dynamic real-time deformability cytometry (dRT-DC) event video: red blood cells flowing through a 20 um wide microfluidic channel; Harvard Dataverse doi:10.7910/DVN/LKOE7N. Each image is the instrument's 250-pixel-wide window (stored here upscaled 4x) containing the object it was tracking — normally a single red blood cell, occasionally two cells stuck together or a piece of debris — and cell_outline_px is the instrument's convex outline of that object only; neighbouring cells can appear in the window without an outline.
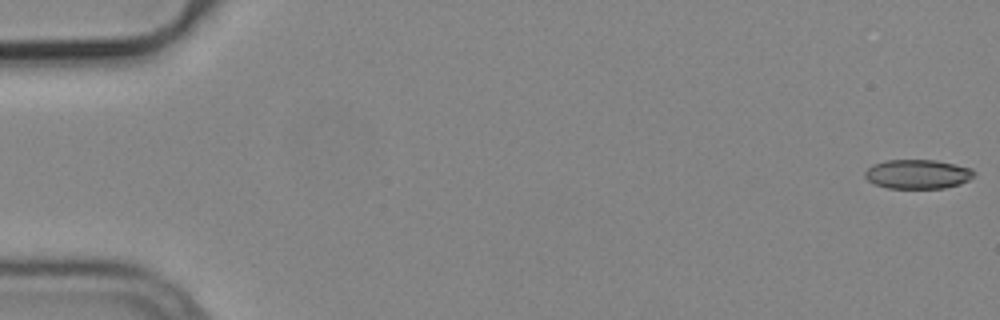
{"species": "common noctule bat (a hibernating species)", "species_latin": "Nyctalus noctula", "temperature_condition": "cold", "stored_images_in_passage": 53, "camera_frame_rate_fps": 3000, "um_per_image_px": 0.085, "animal": {"sex": "male", "body_mass_g": 19.2, "forearm_length_mm": 51.8}, "frame": {"image": 1, "passage_image": 1, "time_ms": 0.0, "image_size_px": [1000, 320], "cell_outline_px": [[976, 176], [960, 184], [944, 188], [888, 188], [876, 184], [868, 180], [864, 176], [864, 172], [872, 164], [884, 160], [936, 160], [972, 168], [976, 172]], "centroid_in_image_um": [78.02, 14.79], "position_along_channel_um": 7.0, "area_um2": 18.73}}
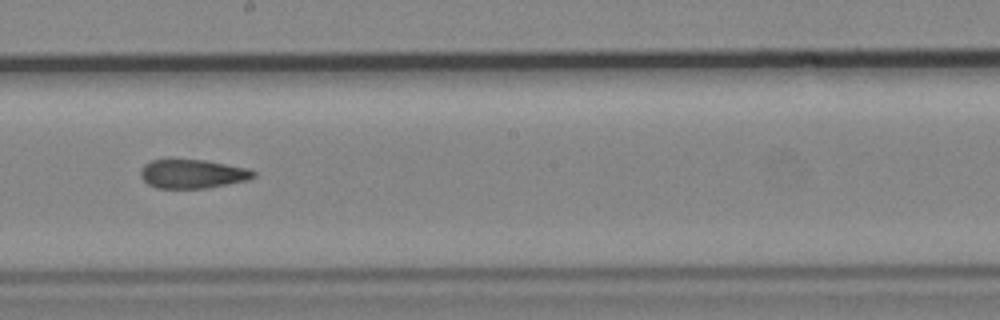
{"frame": {"image": 2, "passage_image": 31, "time_ms": 10.0, "image_size_px": [1000, 320], "cell_outline_px": [[256, 176], [248, 180], [204, 188], [156, 188], [148, 184], [140, 176], [140, 168], [144, 164], [152, 160], [168, 156], [172, 156], [204, 160], [248, 168], [256, 172]], "centroid_in_image_um": [16.29, 14.73], "position_along_channel_um": 231.9, "area_um2": 19.71}}
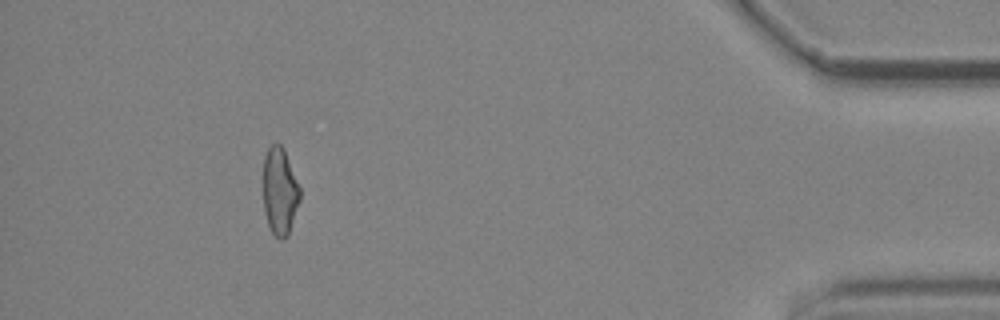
{"frame": {"image": 3, "passage_image": 50, "time_ms": 16.333, "image_size_px": [1000, 320], "cell_outline_px": [[300, 200], [288, 236], [284, 240], [280, 240], [272, 232], [268, 224], [264, 212], [264, 156], [268, 148], [276, 140], [284, 148], [300, 188]], "centroid_in_image_um": [23.79, 16.25], "position_along_channel_um": 411.4, "area_um2": 18.79}, "authors_computed_cell_mechanics": {"area_um2": 19.652, "velocity_mm_per_s": 3.7842, "shape_relaxation_time_tau1_ms": null, "shape_relaxation_time_tau2_ms": 4.4849, "deformation_change_tau1": null, "deformation_change_tau2": 0.1382}}